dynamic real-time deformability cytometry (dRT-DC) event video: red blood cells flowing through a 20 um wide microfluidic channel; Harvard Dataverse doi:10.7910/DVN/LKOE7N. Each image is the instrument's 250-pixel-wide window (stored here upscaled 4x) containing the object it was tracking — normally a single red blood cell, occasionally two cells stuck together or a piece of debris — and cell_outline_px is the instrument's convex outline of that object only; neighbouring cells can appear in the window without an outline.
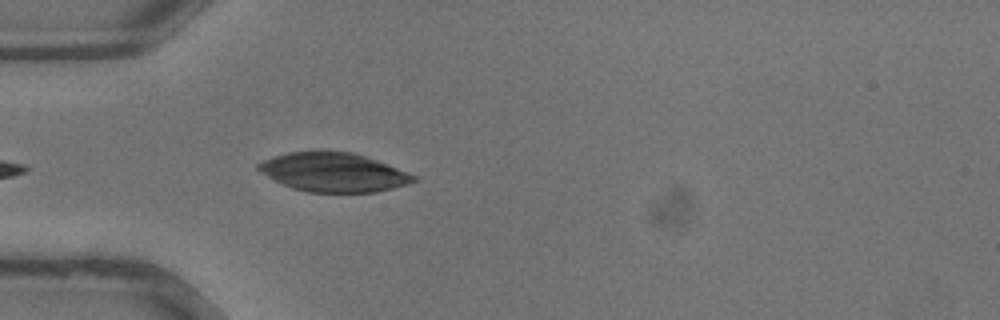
{"species": "common noctule bat (a hibernating species)", "species_latin": "Nyctalus noctula", "temperature_condition": "warm", "stored_images_in_passage": 18, "camera_frame_rate_fps": 3000, "um_per_image_px": 0.085, "animal": {"sex": "male", "body_mass_g": 13.3}, "frame": {"image": 1, "passage_image": 2, "time_ms": 0.333, "image_size_px": [1000, 320], "cell_outline_px": [[420, 180], [408, 184], [376, 192], [308, 192], [292, 188], [260, 172], [256, 168], [256, 164], [264, 160], [288, 152], [320, 148], [352, 152], [376, 160], [416, 176]], "centroid_in_image_um": [28.33, 14.61], "position_along_channel_um": 56.7, "area_um2": 35.55}}
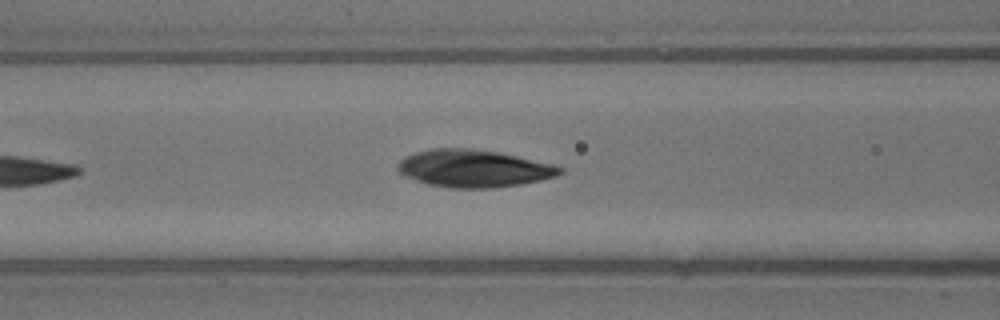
{"frame": {"image": 2, "passage_image": 6, "time_ms": 1.667, "image_size_px": [1000, 320], "cell_outline_px": [[564, 172], [556, 176], [524, 184], [492, 188], [448, 188], [428, 184], [404, 176], [396, 168], [396, 164], [404, 156], [416, 152], [432, 148], [468, 148], [496, 152], [556, 164], [564, 168]], "centroid_in_image_um": [40.27, 14.32], "position_along_channel_um": 126.3, "area_um2": 35.6}}
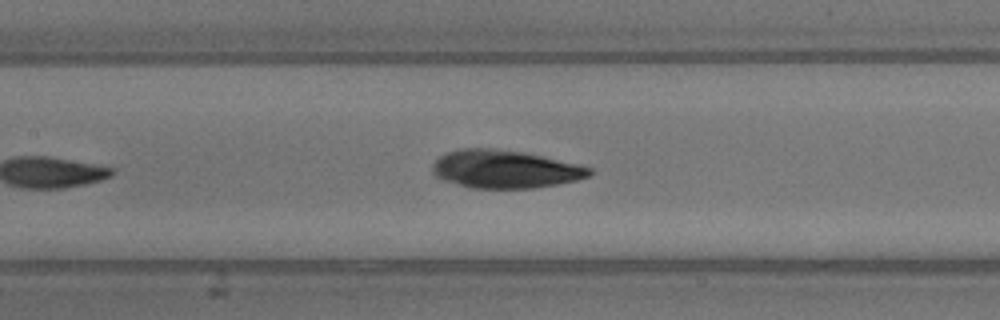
{"frame": {"image": 3, "passage_image": 8, "time_ms": 2.333, "image_size_px": [1000, 320], "cell_outline_px": [[596, 172], [588, 176], [576, 180], [556, 184], [532, 188], [472, 188], [440, 180], [432, 172], [432, 164], [440, 156], [448, 152], [460, 148], [488, 148], [524, 152], [580, 164], [592, 168]], "centroid_in_image_um": [42.92, 14.38], "position_along_channel_um": 164.5, "area_um2": 34.91}}